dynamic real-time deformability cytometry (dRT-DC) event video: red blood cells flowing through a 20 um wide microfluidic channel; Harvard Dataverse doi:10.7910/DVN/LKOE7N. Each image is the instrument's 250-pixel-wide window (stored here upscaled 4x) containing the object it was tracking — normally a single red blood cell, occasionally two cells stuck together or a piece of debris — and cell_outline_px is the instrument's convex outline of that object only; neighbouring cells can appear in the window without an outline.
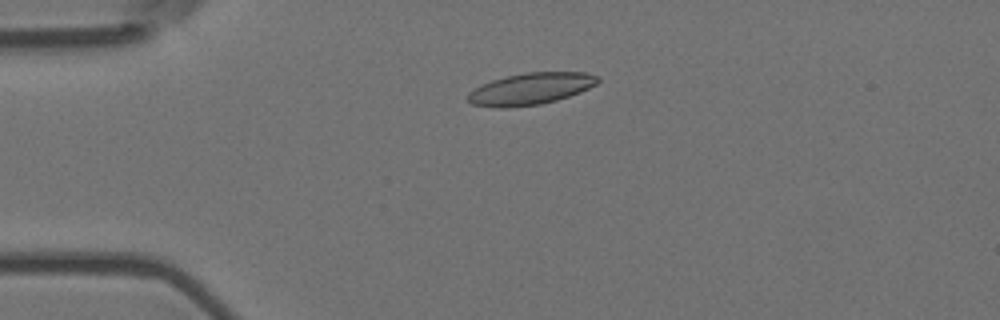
{"species": "Egyptian fruit bat (a non-hibernating species)", "species_latin": "Rousettus aegyptiacus", "temperature_condition": "room temperature", "stored_images_in_passage": 5, "camera_frame_rate_fps": 3000, "um_per_image_px": 0.085, "animal": {"sex": "female"}, "frame": {"image": 1, "passage_image": 4, "time_ms": 1.0, "image_size_px": [1000, 320], "cell_outline_px": [[600, 80], [596, 84], [580, 92], [556, 100], [540, 104], [508, 108], [500, 108], [472, 104], [468, 100], [468, 92], [480, 84], [492, 80], [524, 72], [584, 72], [600, 76]], "centroid_in_image_um": [45.1, 7.54], "position_along_channel_um": 39.9, "area_um2": 24.04}}